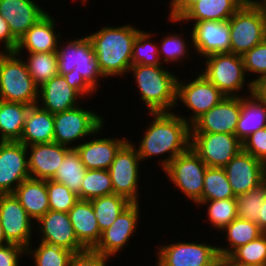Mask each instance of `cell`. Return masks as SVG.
I'll return each instance as SVG.
<instances>
[{"label":"cell","mask_w":266,"mask_h":266,"mask_svg":"<svg viewBox=\"0 0 266 266\" xmlns=\"http://www.w3.org/2000/svg\"><path fill=\"white\" fill-rule=\"evenodd\" d=\"M150 115L154 120L139 142L138 155L143 161L169 153L168 157L161 161L164 170L175 157L190 148V124L172 111L150 113Z\"/></svg>","instance_id":"obj_1"},{"label":"cell","mask_w":266,"mask_h":266,"mask_svg":"<svg viewBox=\"0 0 266 266\" xmlns=\"http://www.w3.org/2000/svg\"><path fill=\"white\" fill-rule=\"evenodd\" d=\"M140 30L128 24L103 27L92 35H87L105 78L128 73L132 66L133 43Z\"/></svg>","instance_id":"obj_2"},{"label":"cell","mask_w":266,"mask_h":266,"mask_svg":"<svg viewBox=\"0 0 266 266\" xmlns=\"http://www.w3.org/2000/svg\"><path fill=\"white\" fill-rule=\"evenodd\" d=\"M56 52L59 74L68 76L89 95L96 92L97 87L100 86L98 81L104 76L88 36L73 39L64 47L58 44Z\"/></svg>","instance_id":"obj_3"},{"label":"cell","mask_w":266,"mask_h":266,"mask_svg":"<svg viewBox=\"0 0 266 266\" xmlns=\"http://www.w3.org/2000/svg\"><path fill=\"white\" fill-rule=\"evenodd\" d=\"M162 65H132V72L138 85L141 100L149 113L170 112L176 106L177 75Z\"/></svg>","instance_id":"obj_4"},{"label":"cell","mask_w":266,"mask_h":266,"mask_svg":"<svg viewBox=\"0 0 266 266\" xmlns=\"http://www.w3.org/2000/svg\"><path fill=\"white\" fill-rule=\"evenodd\" d=\"M228 21L230 53L243 56L266 38V6L262 1H245Z\"/></svg>","instance_id":"obj_5"},{"label":"cell","mask_w":266,"mask_h":266,"mask_svg":"<svg viewBox=\"0 0 266 266\" xmlns=\"http://www.w3.org/2000/svg\"><path fill=\"white\" fill-rule=\"evenodd\" d=\"M38 89L19 54L0 52V100L34 106Z\"/></svg>","instance_id":"obj_6"},{"label":"cell","mask_w":266,"mask_h":266,"mask_svg":"<svg viewBox=\"0 0 266 266\" xmlns=\"http://www.w3.org/2000/svg\"><path fill=\"white\" fill-rule=\"evenodd\" d=\"M204 58V71L201 72L226 97H239V91L247 85L249 93H253V83L246 82L243 58L234 53L211 54Z\"/></svg>","instance_id":"obj_7"},{"label":"cell","mask_w":266,"mask_h":266,"mask_svg":"<svg viewBox=\"0 0 266 266\" xmlns=\"http://www.w3.org/2000/svg\"><path fill=\"white\" fill-rule=\"evenodd\" d=\"M102 116L97 112L75 107L61 113L54 114L53 142L72 148L70 144L86 136L97 135L104 127Z\"/></svg>","instance_id":"obj_8"},{"label":"cell","mask_w":266,"mask_h":266,"mask_svg":"<svg viewBox=\"0 0 266 266\" xmlns=\"http://www.w3.org/2000/svg\"><path fill=\"white\" fill-rule=\"evenodd\" d=\"M205 162L191 148L175 157L163 170L173 182L196 205L202 201Z\"/></svg>","instance_id":"obj_9"},{"label":"cell","mask_w":266,"mask_h":266,"mask_svg":"<svg viewBox=\"0 0 266 266\" xmlns=\"http://www.w3.org/2000/svg\"><path fill=\"white\" fill-rule=\"evenodd\" d=\"M140 156L134 143L127 141L117 152L108 171L114 194L126 197L132 203H139L138 194ZM139 173V174H138Z\"/></svg>","instance_id":"obj_10"},{"label":"cell","mask_w":266,"mask_h":266,"mask_svg":"<svg viewBox=\"0 0 266 266\" xmlns=\"http://www.w3.org/2000/svg\"><path fill=\"white\" fill-rule=\"evenodd\" d=\"M190 148L208 167L224 168L243 149V145L232 134L191 133Z\"/></svg>","instance_id":"obj_11"},{"label":"cell","mask_w":266,"mask_h":266,"mask_svg":"<svg viewBox=\"0 0 266 266\" xmlns=\"http://www.w3.org/2000/svg\"><path fill=\"white\" fill-rule=\"evenodd\" d=\"M195 78L189 83H184L179 78L177 81L176 106L180 100L192 111L190 120L182 117L190 125L226 97L201 72Z\"/></svg>","instance_id":"obj_12"},{"label":"cell","mask_w":266,"mask_h":266,"mask_svg":"<svg viewBox=\"0 0 266 266\" xmlns=\"http://www.w3.org/2000/svg\"><path fill=\"white\" fill-rule=\"evenodd\" d=\"M156 266H215L217 246L198 242H175L157 250Z\"/></svg>","instance_id":"obj_13"},{"label":"cell","mask_w":266,"mask_h":266,"mask_svg":"<svg viewBox=\"0 0 266 266\" xmlns=\"http://www.w3.org/2000/svg\"><path fill=\"white\" fill-rule=\"evenodd\" d=\"M26 145L19 141H0V194H13L30 178Z\"/></svg>","instance_id":"obj_14"},{"label":"cell","mask_w":266,"mask_h":266,"mask_svg":"<svg viewBox=\"0 0 266 266\" xmlns=\"http://www.w3.org/2000/svg\"><path fill=\"white\" fill-rule=\"evenodd\" d=\"M88 94L86 90L68 76L57 74L39 87L37 105L52 114L61 113L77 107L76 104H78L79 98L88 96ZM40 100L43 104L39 103Z\"/></svg>","instance_id":"obj_15"},{"label":"cell","mask_w":266,"mask_h":266,"mask_svg":"<svg viewBox=\"0 0 266 266\" xmlns=\"http://www.w3.org/2000/svg\"><path fill=\"white\" fill-rule=\"evenodd\" d=\"M14 194H0V222L5 239L25 249L31 245L34 222Z\"/></svg>","instance_id":"obj_16"},{"label":"cell","mask_w":266,"mask_h":266,"mask_svg":"<svg viewBox=\"0 0 266 266\" xmlns=\"http://www.w3.org/2000/svg\"><path fill=\"white\" fill-rule=\"evenodd\" d=\"M223 169L235 196L248 193L266 180V165L243 149Z\"/></svg>","instance_id":"obj_17"},{"label":"cell","mask_w":266,"mask_h":266,"mask_svg":"<svg viewBox=\"0 0 266 266\" xmlns=\"http://www.w3.org/2000/svg\"><path fill=\"white\" fill-rule=\"evenodd\" d=\"M241 111V95L224 97L191 125V133H226L235 135Z\"/></svg>","instance_id":"obj_18"},{"label":"cell","mask_w":266,"mask_h":266,"mask_svg":"<svg viewBox=\"0 0 266 266\" xmlns=\"http://www.w3.org/2000/svg\"><path fill=\"white\" fill-rule=\"evenodd\" d=\"M139 209V203H131L123 210L116 221L102 232L100 241L93 250L109 258L119 253L137 230Z\"/></svg>","instance_id":"obj_19"},{"label":"cell","mask_w":266,"mask_h":266,"mask_svg":"<svg viewBox=\"0 0 266 266\" xmlns=\"http://www.w3.org/2000/svg\"><path fill=\"white\" fill-rule=\"evenodd\" d=\"M191 43L200 56L230 53L229 21H199L193 23Z\"/></svg>","instance_id":"obj_20"},{"label":"cell","mask_w":266,"mask_h":266,"mask_svg":"<svg viewBox=\"0 0 266 266\" xmlns=\"http://www.w3.org/2000/svg\"><path fill=\"white\" fill-rule=\"evenodd\" d=\"M40 241L79 253L86 249L75 236L69 214L61 211H47L38 221Z\"/></svg>","instance_id":"obj_21"},{"label":"cell","mask_w":266,"mask_h":266,"mask_svg":"<svg viewBox=\"0 0 266 266\" xmlns=\"http://www.w3.org/2000/svg\"><path fill=\"white\" fill-rule=\"evenodd\" d=\"M26 148L27 152H31L28 157L30 177L41 180H50L54 177L58 166L71 149L55 142L29 145Z\"/></svg>","instance_id":"obj_22"},{"label":"cell","mask_w":266,"mask_h":266,"mask_svg":"<svg viewBox=\"0 0 266 266\" xmlns=\"http://www.w3.org/2000/svg\"><path fill=\"white\" fill-rule=\"evenodd\" d=\"M46 14L33 0H0V15L17 40Z\"/></svg>","instance_id":"obj_23"},{"label":"cell","mask_w":266,"mask_h":266,"mask_svg":"<svg viewBox=\"0 0 266 266\" xmlns=\"http://www.w3.org/2000/svg\"><path fill=\"white\" fill-rule=\"evenodd\" d=\"M127 138H99L72 146L80 156L87 170H108L119 149L128 141Z\"/></svg>","instance_id":"obj_24"},{"label":"cell","mask_w":266,"mask_h":266,"mask_svg":"<svg viewBox=\"0 0 266 266\" xmlns=\"http://www.w3.org/2000/svg\"><path fill=\"white\" fill-rule=\"evenodd\" d=\"M54 29L55 19L47 13L18 40L15 52L21 56L24 48L28 53L57 51L61 34L60 32L56 34Z\"/></svg>","instance_id":"obj_25"},{"label":"cell","mask_w":266,"mask_h":266,"mask_svg":"<svg viewBox=\"0 0 266 266\" xmlns=\"http://www.w3.org/2000/svg\"><path fill=\"white\" fill-rule=\"evenodd\" d=\"M76 238L85 249H94L101 238L91 201L78 200L68 212Z\"/></svg>","instance_id":"obj_26"},{"label":"cell","mask_w":266,"mask_h":266,"mask_svg":"<svg viewBox=\"0 0 266 266\" xmlns=\"http://www.w3.org/2000/svg\"><path fill=\"white\" fill-rule=\"evenodd\" d=\"M54 140V114L38 105L30 106L27 111L21 143L26 146L50 143Z\"/></svg>","instance_id":"obj_27"},{"label":"cell","mask_w":266,"mask_h":266,"mask_svg":"<svg viewBox=\"0 0 266 266\" xmlns=\"http://www.w3.org/2000/svg\"><path fill=\"white\" fill-rule=\"evenodd\" d=\"M245 0H200L192 5L177 21H227Z\"/></svg>","instance_id":"obj_28"},{"label":"cell","mask_w":266,"mask_h":266,"mask_svg":"<svg viewBox=\"0 0 266 266\" xmlns=\"http://www.w3.org/2000/svg\"><path fill=\"white\" fill-rule=\"evenodd\" d=\"M15 197L24 207L30 218L37 222L49 208L47 180L28 178L14 191Z\"/></svg>","instance_id":"obj_29"},{"label":"cell","mask_w":266,"mask_h":266,"mask_svg":"<svg viewBox=\"0 0 266 266\" xmlns=\"http://www.w3.org/2000/svg\"><path fill=\"white\" fill-rule=\"evenodd\" d=\"M249 95L250 98L241 96V111L235 130V135L241 142L266 127V107L253 93Z\"/></svg>","instance_id":"obj_30"},{"label":"cell","mask_w":266,"mask_h":266,"mask_svg":"<svg viewBox=\"0 0 266 266\" xmlns=\"http://www.w3.org/2000/svg\"><path fill=\"white\" fill-rule=\"evenodd\" d=\"M30 106L0 100V141H20Z\"/></svg>","instance_id":"obj_31"},{"label":"cell","mask_w":266,"mask_h":266,"mask_svg":"<svg viewBox=\"0 0 266 266\" xmlns=\"http://www.w3.org/2000/svg\"><path fill=\"white\" fill-rule=\"evenodd\" d=\"M86 171L87 169L81 162L78 152L75 148H71L66 153L51 180L66 185L71 191L75 192L79 200H81V184Z\"/></svg>","instance_id":"obj_32"},{"label":"cell","mask_w":266,"mask_h":266,"mask_svg":"<svg viewBox=\"0 0 266 266\" xmlns=\"http://www.w3.org/2000/svg\"><path fill=\"white\" fill-rule=\"evenodd\" d=\"M225 230V231H224ZM226 232V239L229 247H217L218 254L223 256H229L239 246L245 245L252 240H255L264 232L259 228L257 223L240 218L234 219L223 230Z\"/></svg>","instance_id":"obj_33"},{"label":"cell","mask_w":266,"mask_h":266,"mask_svg":"<svg viewBox=\"0 0 266 266\" xmlns=\"http://www.w3.org/2000/svg\"><path fill=\"white\" fill-rule=\"evenodd\" d=\"M101 233L108 229L132 202L126 197L111 194L90 200Z\"/></svg>","instance_id":"obj_34"},{"label":"cell","mask_w":266,"mask_h":266,"mask_svg":"<svg viewBox=\"0 0 266 266\" xmlns=\"http://www.w3.org/2000/svg\"><path fill=\"white\" fill-rule=\"evenodd\" d=\"M25 65L34 83L39 88L59 74L57 52L29 53Z\"/></svg>","instance_id":"obj_35"},{"label":"cell","mask_w":266,"mask_h":266,"mask_svg":"<svg viewBox=\"0 0 266 266\" xmlns=\"http://www.w3.org/2000/svg\"><path fill=\"white\" fill-rule=\"evenodd\" d=\"M203 183L202 200L236 198L223 168L207 167Z\"/></svg>","instance_id":"obj_36"},{"label":"cell","mask_w":266,"mask_h":266,"mask_svg":"<svg viewBox=\"0 0 266 266\" xmlns=\"http://www.w3.org/2000/svg\"><path fill=\"white\" fill-rule=\"evenodd\" d=\"M114 194L111 176L108 170H87L81 184V200Z\"/></svg>","instance_id":"obj_37"},{"label":"cell","mask_w":266,"mask_h":266,"mask_svg":"<svg viewBox=\"0 0 266 266\" xmlns=\"http://www.w3.org/2000/svg\"><path fill=\"white\" fill-rule=\"evenodd\" d=\"M265 195L266 180L258 187L251 189L248 193L237 195V217L259 225V215Z\"/></svg>","instance_id":"obj_38"},{"label":"cell","mask_w":266,"mask_h":266,"mask_svg":"<svg viewBox=\"0 0 266 266\" xmlns=\"http://www.w3.org/2000/svg\"><path fill=\"white\" fill-rule=\"evenodd\" d=\"M210 202V204H209ZM208 203L207 217L210 224L217 230H223L234 219L237 218L236 198H228L222 200H202L197 205H205Z\"/></svg>","instance_id":"obj_39"},{"label":"cell","mask_w":266,"mask_h":266,"mask_svg":"<svg viewBox=\"0 0 266 266\" xmlns=\"http://www.w3.org/2000/svg\"><path fill=\"white\" fill-rule=\"evenodd\" d=\"M37 249H32L29 245L26 248V254L33 255L35 266H68L72 255L74 254L68 249L53 246L46 243H39Z\"/></svg>","instance_id":"obj_40"},{"label":"cell","mask_w":266,"mask_h":266,"mask_svg":"<svg viewBox=\"0 0 266 266\" xmlns=\"http://www.w3.org/2000/svg\"><path fill=\"white\" fill-rule=\"evenodd\" d=\"M229 257L246 266H266V233L245 245L239 246Z\"/></svg>","instance_id":"obj_41"},{"label":"cell","mask_w":266,"mask_h":266,"mask_svg":"<svg viewBox=\"0 0 266 266\" xmlns=\"http://www.w3.org/2000/svg\"><path fill=\"white\" fill-rule=\"evenodd\" d=\"M154 34L140 30L133 43L132 65H163L159 58V47L151 40Z\"/></svg>","instance_id":"obj_42"},{"label":"cell","mask_w":266,"mask_h":266,"mask_svg":"<svg viewBox=\"0 0 266 266\" xmlns=\"http://www.w3.org/2000/svg\"><path fill=\"white\" fill-rule=\"evenodd\" d=\"M47 194L49 208L52 211L68 213L79 200L78 195L71 191L66 185L51 179L47 180Z\"/></svg>","instance_id":"obj_43"},{"label":"cell","mask_w":266,"mask_h":266,"mask_svg":"<svg viewBox=\"0 0 266 266\" xmlns=\"http://www.w3.org/2000/svg\"><path fill=\"white\" fill-rule=\"evenodd\" d=\"M244 69L247 72L259 74V77L251 80L253 84L266 80V38L246 52L243 56Z\"/></svg>","instance_id":"obj_44"},{"label":"cell","mask_w":266,"mask_h":266,"mask_svg":"<svg viewBox=\"0 0 266 266\" xmlns=\"http://www.w3.org/2000/svg\"><path fill=\"white\" fill-rule=\"evenodd\" d=\"M183 35H175L171 34L167 36L164 35L165 38L161 41V44L159 46V58L161 60V57L163 58L165 63L168 64V62H179L180 60L184 61L185 57H189L187 52H189L187 49L189 46L187 41L183 40ZM186 42V43H185ZM187 45V46H186ZM161 47V48H160ZM162 54V55H161ZM164 56V57H163Z\"/></svg>","instance_id":"obj_45"},{"label":"cell","mask_w":266,"mask_h":266,"mask_svg":"<svg viewBox=\"0 0 266 266\" xmlns=\"http://www.w3.org/2000/svg\"><path fill=\"white\" fill-rule=\"evenodd\" d=\"M242 145L245 152L266 165V127L252 133Z\"/></svg>","instance_id":"obj_46"},{"label":"cell","mask_w":266,"mask_h":266,"mask_svg":"<svg viewBox=\"0 0 266 266\" xmlns=\"http://www.w3.org/2000/svg\"><path fill=\"white\" fill-rule=\"evenodd\" d=\"M108 259L109 257L103 256L93 249H86L85 251L74 253L68 266H106Z\"/></svg>","instance_id":"obj_47"},{"label":"cell","mask_w":266,"mask_h":266,"mask_svg":"<svg viewBox=\"0 0 266 266\" xmlns=\"http://www.w3.org/2000/svg\"><path fill=\"white\" fill-rule=\"evenodd\" d=\"M26 254V249L14 243L0 246V266H19V258Z\"/></svg>","instance_id":"obj_48"},{"label":"cell","mask_w":266,"mask_h":266,"mask_svg":"<svg viewBox=\"0 0 266 266\" xmlns=\"http://www.w3.org/2000/svg\"><path fill=\"white\" fill-rule=\"evenodd\" d=\"M0 42L4 43V50L0 52H15L18 40L12 35L7 21L0 15ZM6 50V51H5Z\"/></svg>","instance_id":"obj_49"},{"label":"cell","mask_w":266,"mask_h":266,"mask_svg":"<svg viewBox=\"0 0 266 266\" xmlns=\"http://www.w3.org/2000/svg\"><path fill=\"white\" fill-rule=\"evenodd\" d=\"M200 0H171L169 21L177 22V20L196 2Z\"/></svg>","instance_id":"obj_50"},{"label":"cell","mask_w":266,"mask_h":266,"mask_svg":"<svg viewBox=\"0 0 266 266\" xmlns=\"http://www.w3.org/2000/svg\"><path fill=\"white\" fill-rule=\"evenodd\" d=\"M253 94L266 107V80L253 84Z\"/></svg>","instance_id":"obj_51"},{"label":"cell","mask_w":266,"mask_h":266,"mask_svg":"<svg viewBox=\"0 0 266 266\" xmlns=\"http://www.w3.org/2000/svg\"><path fill=\"white\" fill-rule=\"evenodd\" d=\"M215 266H246V265H242L235 262L229 256L219 255L216 260Z\"/></svg>","instance_id":"obj_52"},{"label":"cell","mask_w":266,"mask_h":266,"mask_svg":"<svg viewBox=\"0 0 266 266\" xmlns=\"http://www.w3.org/2000/svg\"><path fill=\"white\" fill-rule=\"evenodd\" d=\"M259 228L266 233V195L259 215Z\"/></svg>","instance_id":"obj_53"},{"label":"cell","mask_w":266,"mask_h":266,"mask_svg":"<svg viewBox=\"0 0 266 266\" xmlns=\"http://www.w3.org/2000/svg\"><path fill=\"white\" fill-rule=\"evenodd\" d=\"M9 243L4 236L3 229L0 222V246Z\"/></svg>","instance_id":"obj_54"},{"label":"cell","mask_w":266,"mask_h":266,"mask_svg":"<svg viewBox=\"0 0 266 266\" xmlns=\"http://www.w3.org/2000/svg\"><path fill=\"white\" fill-rule=\"evenodd\" d=\"M245 1H264V0H245Z\"/></svg>","instance_id":"obj_55"},{"label":"cell","mask_w":266,"mask_h":266,"mask_svg":"<svg viewBox=\"0 0 266 266\" xmlns=\"http://www.w3.org/2000/svg\"><path fill=\"white\" fill-rule=\"evenodd\" d=\"M80 1H83L82 3L84 5L88 0H80Z\"/></svg>","instance_id":"obj_56"}]
</instances>
